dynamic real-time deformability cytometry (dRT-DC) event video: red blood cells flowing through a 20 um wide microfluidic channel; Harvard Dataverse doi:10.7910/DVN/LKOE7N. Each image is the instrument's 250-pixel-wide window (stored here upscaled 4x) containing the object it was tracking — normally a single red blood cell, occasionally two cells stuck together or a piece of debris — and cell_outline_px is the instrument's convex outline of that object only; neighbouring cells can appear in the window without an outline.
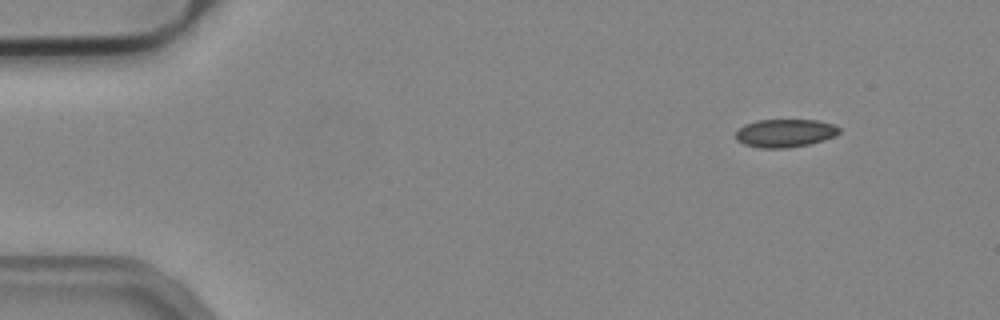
{"species": "common noctule bat (a hibernating species)", "species_latin": "Nyctalus noctula", "temperature_condition": "cold", "stored_images_in_passage": 46, "camera_frame_rate_fps": 3000, "um_per_image_px": 0.085, "animal": {"sex": "male", "body_mass_g": 19.2, "forearm_length_mm": 51.8}, "frame": {"image": 1, "passage_image": 1, "time_ms": 0.0, "image_size_px": [1000, 320], "cell_outline_px": [[840, 132], [836, 136], [824, 140], [808, 144], [788, 148], [760, 148], [744, 144], [736, 140], [736, 132], [744, 124], [756, 120], [816, 120], [832, 124], [840, 128]], "centroid_in_image_um": [66.72, 11.31], "position_along_channel_um": 18.3, "area_um2": 16.99}}
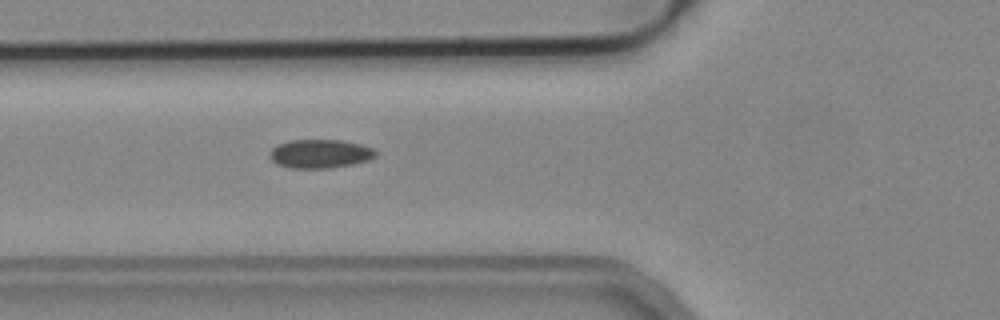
{"frame": {"image": 2, "passage_image": 15, "time_ms": 4.667, "image_size_px": [1000, 320], "cell_outline_px": [[376, 156], [368, 160], [352, 164], [328, 168], [288, 168], [276, 164], [268, 156], [268, 152], [276, 144], [288, 140], [340, 140], [360, 144], [372, 148], [376, 152]], "centroid_in_image_um": [27.13, 13.07], "position_along_channel_um": 98.7, "area_um2": 17.86}}
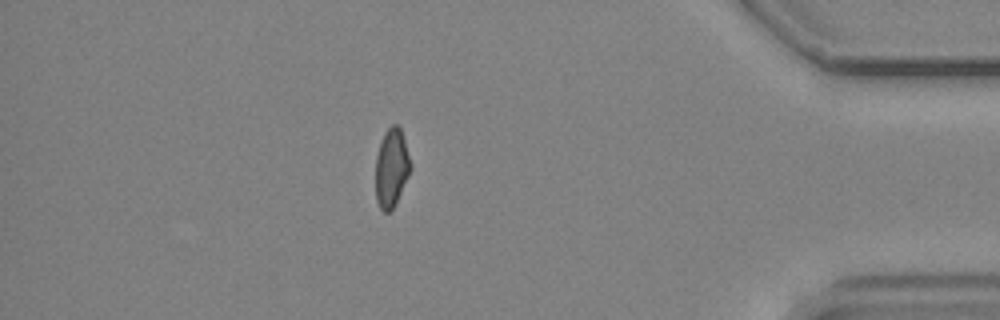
{"frame": {"image": 3, "passage_image": 42, "time_ms": 13.667, "image_size_px": [1000, 320], "cell_outline_px": [[412, 168], [392, 208], [388, 212], [384, 212], [380, 208], [376, 200], [376, 156], [384, 132], [392, 124], [396, 124], [400, 128], [412, 164]], "centroid_in_image_um": [33.27, 14.24], "position_along_channel_um": 401.9, "area_um2": 15.72}}